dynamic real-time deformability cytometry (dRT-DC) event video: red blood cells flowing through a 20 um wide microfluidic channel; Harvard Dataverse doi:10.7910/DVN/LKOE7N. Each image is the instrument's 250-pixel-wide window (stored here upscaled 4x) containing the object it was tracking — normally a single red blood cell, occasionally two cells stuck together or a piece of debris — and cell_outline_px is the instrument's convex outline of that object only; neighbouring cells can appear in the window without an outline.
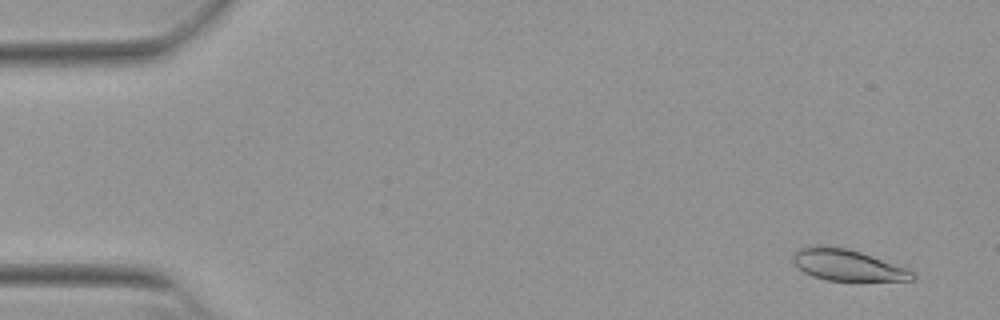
{"species": "Egyptian fruit bat (a non-hibernating species)", "species_latin": "Rousettus aegyptiacus", "temperature_condition": "warm", "stored_images_in_passage": 53, "camera_frame_rate_fps": 3000, "um_per_image_px": 0.085, "animal": {"sex": "female"}, "frame": {"image": 1, "passage_image": 3, "time_ms": 0.667, "image_size_px": [1000, 320], "cell_outline_px": [[916, 280], [828, 280], [812, 276], [804, 272], [792, 260], [792, 252], [800, 248], [844, 248], [860, 252], [904, 264], [916, 276]], "centroid_in_image_um": [72.15, 22.55], "position_along_channel_um": 12.8, "area_um2": 21.44}}
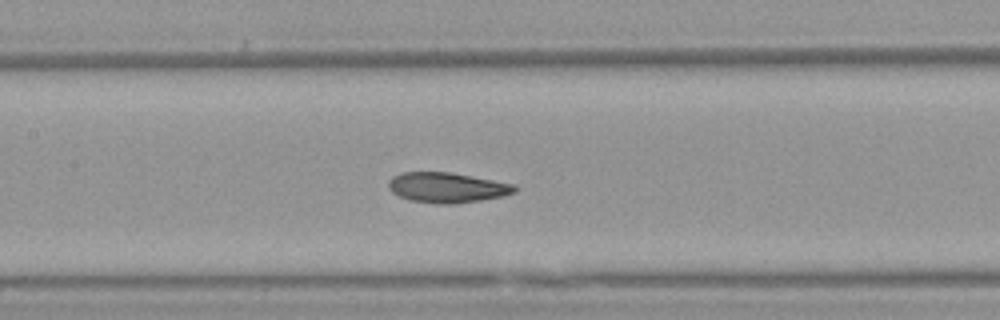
{"frame": {"image": 2, "passage_image": 25, "time_ms": 8.0, "image_size_px": [1000, 320], "cell_outline_px": [[516, 192], [504, 196], [480, 200], [452, 204], [436, 204], [408, 200], [392, 192], [388, 188], [388, 180], [392, 176], [400, 172], [452, 172], [516, 184]], "centroid_in_image_um": [37.99, 15.93], "position_along_channel_um": 169.4, "area_um2": 22.48}}
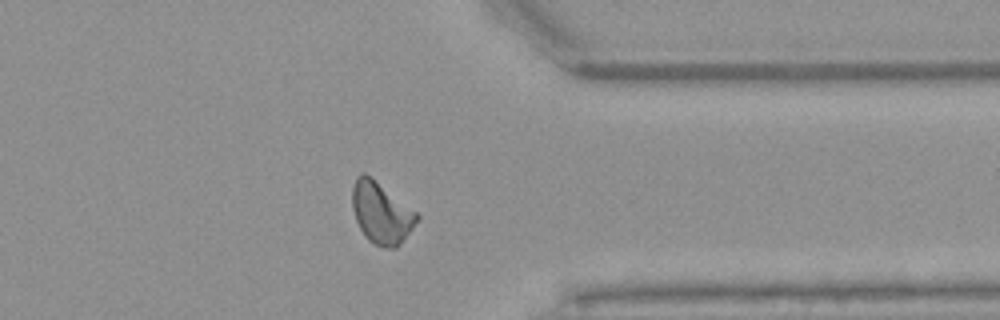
{"frame": {"image": 3, "passage_image": 42, "time_ms": 13.667, "image_size_px": [1000, 320], "cell_outline_px": [[420, 216], [412, 228], [400, 244], [396, 248], [384, 248], [368, 240], [364, 236], [356, 220], [352, 208], [352, 184], [356, 176], [364, 172], [372, 176], [416, 212]], "centroid_in_image_um": [32.37, 18.07], "position_along_channel_um": 379.0, "area_um2": 23.18}, "authors_computed_cell_mechanics": {"area_um2": 22.253, "velocity_mm_per_s": 3.8428, "shape_relaxation_time_tau1_ms": 6.3228, "shape_relaxation_time_tau2_ms": 2.0842, "deformation_change_tau1": 0.1817, "deformation_change_tau2": 0.0758}}